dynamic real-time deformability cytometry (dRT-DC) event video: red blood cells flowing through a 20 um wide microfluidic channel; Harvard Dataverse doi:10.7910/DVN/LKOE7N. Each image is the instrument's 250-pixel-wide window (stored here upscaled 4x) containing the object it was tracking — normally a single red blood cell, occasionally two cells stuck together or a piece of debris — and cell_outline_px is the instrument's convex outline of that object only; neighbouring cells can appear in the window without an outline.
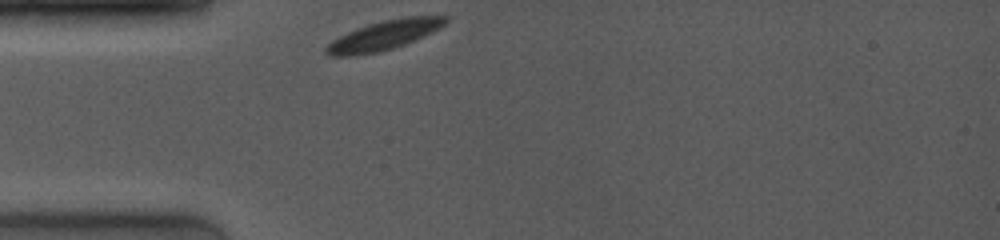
{"species": "common noctule bat (a hibernating species)", "species_latin": "Nyctalus noctula", "temperature_condition": "room temperature", "stored_images_in_passage": 18, "camera_frame_rate_fps": 4000, "um_per_image_px": 0.085, "animal": {"sex": "female", "body_mass_g": 19.0, "forearm_length_mm": 53.3}, "frame": {"image": 1, "passage_image": 1, "time_ms": 0.0, "image_size_px": [1000, 240], "cell_outline_px": [[448, 20], [444, 24], [432, 32], [404, 44], [392, 48], [376, 52], [352, 56], [328, 56], [324, 52], [324, 48], [332, 40], [356, 28], [368, 24], [384, 20], [408, 16], [448, 16]], "centroid_in_image_um": [32.59, 3.0], "position_along_channel_um": 52.4, "area_um2": 20.17}}
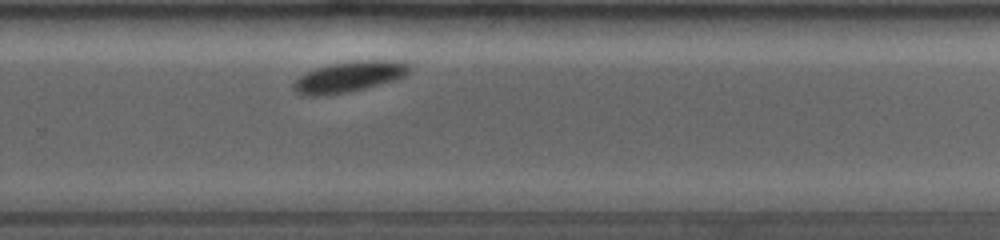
{"frame": {"image": 2, "passage_image": 13, "time_ms": 6.75, "image_size_px": [1000, 240], "cell_outline_px": [[412, 68], [404, 76], [396, 80], [348, 92], [324, 96], [304, 96], [296, 92], [292, 88], [292, 84], [300, 76], [316, 68], [332, 64], [364, 60], [396, 60], [408, 64]], "centroid_in_image_um": [29.67, 6.54], "position_along_channel_um": 300.1, "area_um2": 20.63}}
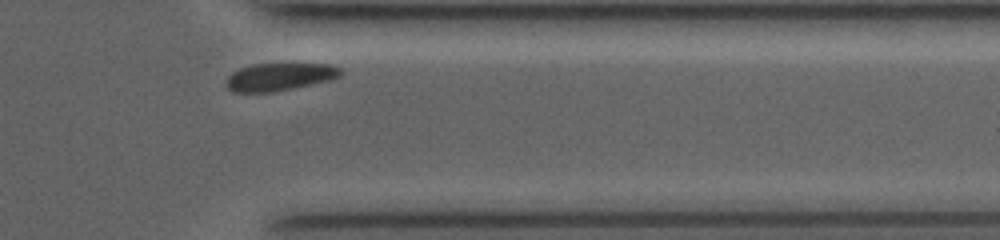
{"frame": {"image": 3, "passage_image": 17, "time_ms": 9.0, "image_size_px": [1000, 240], "cell_outline_px": [[344, 72], [340, 76], [332, 80], [272, 92], [232, 92], [228, 88], [228, 76], [232, 72], [240, 68], [256, 64], [332, 64], [340, 68]], "centroid_in_image_um": [23.82, 6.53], "position_along_channel_um": 387.6, "area_um2": 18.32}, "authors_computed_cell_mechanics": {"area_um2": 20.7213, "velocity_mm_per_s": 3.8171, "shape_relaxation_time_tau1_ms": 0.3289, "shape_relaxation_time_tau2_ms": null, "deformation_change_tau1": 0.0645, "deformation_change_tau2": null}}